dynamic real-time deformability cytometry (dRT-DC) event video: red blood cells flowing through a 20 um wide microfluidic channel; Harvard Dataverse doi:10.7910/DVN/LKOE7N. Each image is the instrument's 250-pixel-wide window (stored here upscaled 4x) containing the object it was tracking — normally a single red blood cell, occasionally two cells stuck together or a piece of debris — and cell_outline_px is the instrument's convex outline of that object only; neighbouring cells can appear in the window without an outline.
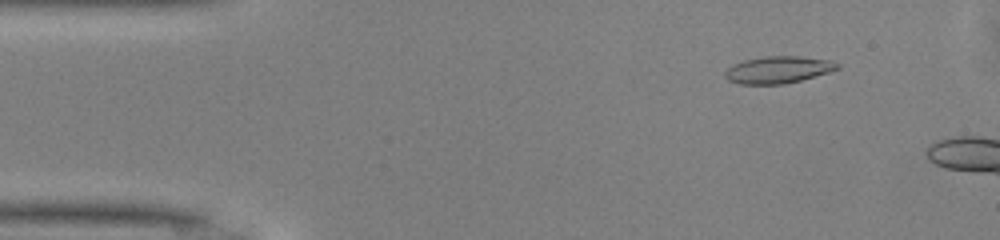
{"species": "common noctule bat (a hibernating species)", "species_latin": "Nyctalus noctula", "temperature_condition": "warm", "stored_images_in_passage": 6, "camera_frame_rate_fps": 3000, "um_per_image_px": 0.085, "animal": {"sex": "male", "body_mass_g": 13.0, "forearm_length_mm": 53.1}, "frame": {"image": 1, "passage_image": 1, "time_ms": 0.0, "image_size_px": [1000, 240], "cell_outline_px": [[840, 68], [828, 72], [800, 80], [784, 84], [740, 84], [728, 80], [724, 76], [724, 72], [732, 64], [744, 60], [764, 56], [800, 56], [832, 60], [840, 64]], "centroid_in_image_um": [66.13, 5.92], "position_along_channel_um": 18.9, "area_um2": 17.74}}